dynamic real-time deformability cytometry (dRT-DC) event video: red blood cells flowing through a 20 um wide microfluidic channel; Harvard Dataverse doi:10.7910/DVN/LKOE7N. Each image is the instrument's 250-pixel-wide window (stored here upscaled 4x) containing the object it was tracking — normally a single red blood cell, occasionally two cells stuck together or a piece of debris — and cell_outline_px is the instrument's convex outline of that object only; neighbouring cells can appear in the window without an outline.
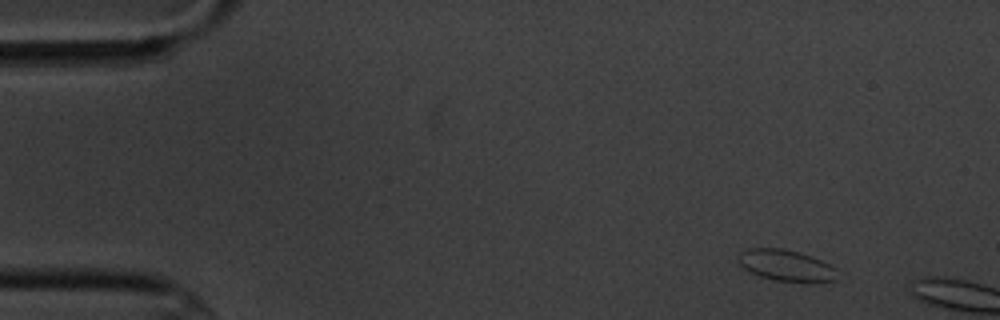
{"species": "common noctule bat (a hibernating species)", "species_latin": "Nyctalus noctula", "temperature_condition": "cold", "stored_images_in_passage": 4, "camera_frame_rate_fps": 3000, "um_per_image_px": 0.085, "animal": {"sex": "male", "body_mass_g": 20.1, "forearm_length_mm": 53.5}, "frame": {"image": 1, "passage_image": 1, "time_ms": 0.0, "image_size_px": [1000, 320], "cell_outline_px": [[836, 280], [772, 280], [760, 276], [744, 268], [740, 264], [740, 252], [748, 248], [780, 248], [812, 256], [836, 268]], "centroid_in_image_um": [66.78, 22.53], "position_along_channel_um": 18.2, "area_um2": 17.22}}